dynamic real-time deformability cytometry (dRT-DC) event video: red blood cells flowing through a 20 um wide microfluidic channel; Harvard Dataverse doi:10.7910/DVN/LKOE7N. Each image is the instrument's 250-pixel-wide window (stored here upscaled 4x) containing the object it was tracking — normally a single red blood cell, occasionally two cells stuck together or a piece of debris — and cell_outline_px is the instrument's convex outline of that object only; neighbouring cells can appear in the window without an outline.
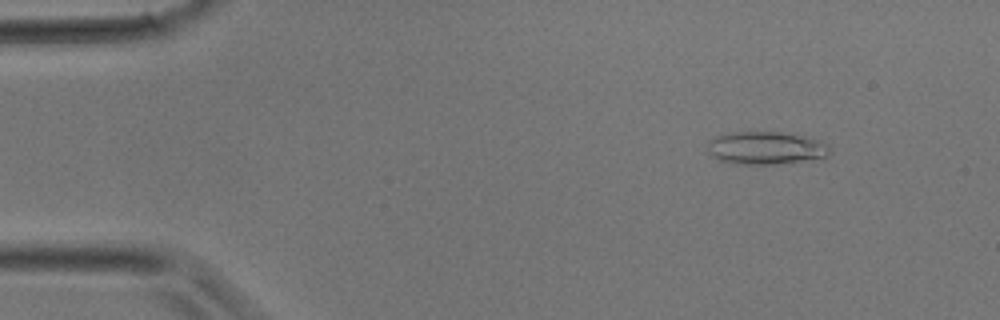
{"species": "common noctule bat (a hibernating species)", "species_latin": "Nyctalus noctula", "temperature_condition": "room temperature", "stored_images_in_passage": 34, "camera_frame_rate_fps": 3000, "um_per_image_px": 0.085, "animal": {"sex": "male", "body_mass_g": 17.9}, "frame": {"image": 1, "passage_image": 4, "time_ms": 1.0, "image_size_px": [1000, 320], "cell_outline_px": [[832, 152], [828, 156], [776, 164], [732, 164], [716, 160], [708, 152], [708, 140], [716, 136], [732, 132], [780, 132], [800, 136], [816, 140], [828, 144], [832, 148]], "centroid_in_image_um": [65.04, 12.59], "position_along_channel_um": 20.0, "area_um2": 23.35}}
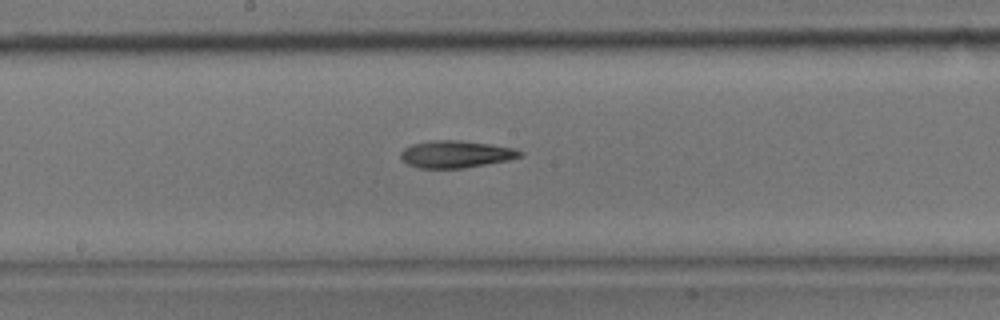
{"frame": {"image": 2, "passage_image": 18, "time_ms": 5.667, "image_size_px": [1000, 320], "cell_outline_px": [[524, 156], [508, 160], [464, 168], [420, 168], [408, 164], [400, 160], [400, 152], [404, 148], [412, 144], [428, 140], [456, 140], [492, 144], [516, 148], [524, 152]], "centroid_in_image_um": [38.76, 13.1], "position_along_channel_um": 209.4, "area_um2": 19.13}}
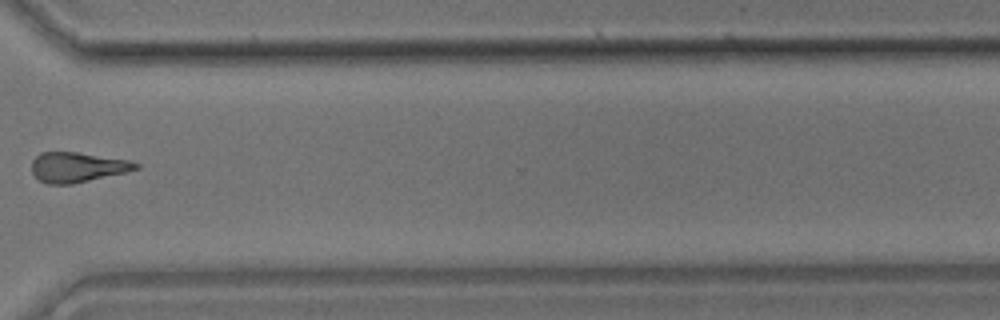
{"frame": {"image": 3, "passage_image": 26, "time_ms": 8.333, "image_size_px": [1000, 320], "cell_outline_px": [[140, 168], [124, 172], [72, 184], [48, 184], [40, 180], [32, 172], [32, 160], [40, 152], [76, 152], [128, 160], [140, 164]], "centroid_in_image_um": [6.55, 14.2], "position_along_channel_um": 364.1, "area_um2": 17.92}}